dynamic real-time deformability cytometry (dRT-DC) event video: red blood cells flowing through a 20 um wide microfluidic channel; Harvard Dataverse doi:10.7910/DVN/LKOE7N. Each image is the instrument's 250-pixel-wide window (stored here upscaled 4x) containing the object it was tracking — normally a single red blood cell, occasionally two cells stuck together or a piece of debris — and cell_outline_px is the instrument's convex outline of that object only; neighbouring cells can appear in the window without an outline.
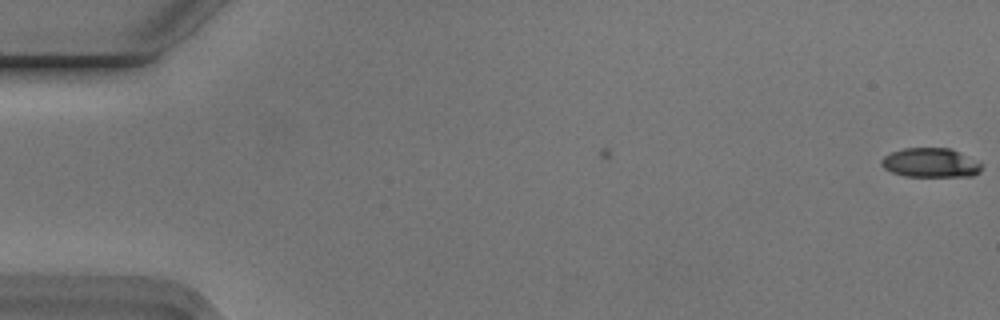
{"species": "Egyptian fruit bat (a non-hibernating species)", "species_latin": "Rousettus aegyptiacus", "temperature_condition": "cold", "stored_images_in_passage": 2, "camera_frame_rate_fps": 3000, "um_per_image_px": 0.085, "animal": {"sex": "male"}, "frame": {"image": 1, "passage_image": 2, "time_ms": 0.333, "image_size_px": [1000, 320], "cell_outline_px": [[980, 172], [972, 176], [904, 176], [892, 172], [884, 168], [880, 164], [880, 160], [884, 156], [892, 152], [904, 148], [952, 148], [960, 152], [980, 164]], "centroid_in_image_um": [79.05, 13.83], "position_along_channel_um": 6.0, "area_um2": 16.94}}